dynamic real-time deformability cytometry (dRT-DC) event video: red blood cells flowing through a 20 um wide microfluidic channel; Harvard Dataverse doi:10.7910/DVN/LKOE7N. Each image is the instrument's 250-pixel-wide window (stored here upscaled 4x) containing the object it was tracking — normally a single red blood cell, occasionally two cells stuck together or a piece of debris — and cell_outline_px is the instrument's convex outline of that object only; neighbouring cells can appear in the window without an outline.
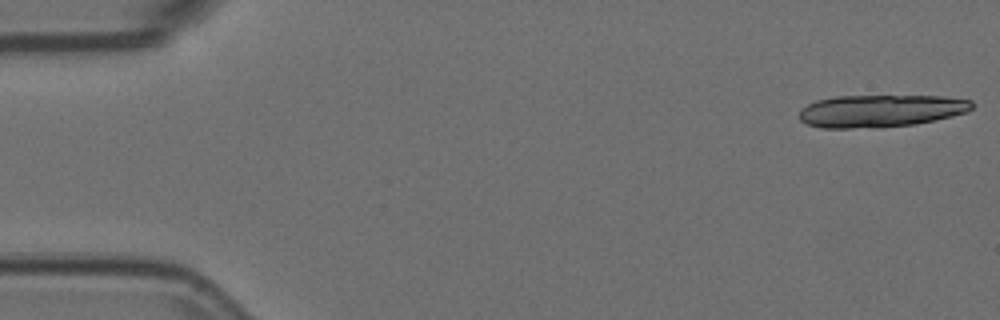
{"species": "Egyptian fruit bat (a non-hibernating species)", "species_latin": "Rousettus aegyptiacus", "temperature_condition": "room temperature", "stored_images_in_passage": 6, "camera_frame_rate_fps": 3000, "um_per_image_px": 0.085, "animal": {"sex": "female"}, "frame": {"image": 1, "passage_image": 1, "time_ms": 0.0, "image_size_px": [1000, 320], "cell_outline_px": [[972, 108], [968, 112], [936, 120], [916, 124], [880, 128], [820, 128], [808, 124], [800, 120], [800, 108], [816, 100], [836, 96], [944, 96], [972, 100]], "centroid_in_image_um": [74.86, 9.43], "position_along_channel_um": 10.1, "area_um2": 32.95}}